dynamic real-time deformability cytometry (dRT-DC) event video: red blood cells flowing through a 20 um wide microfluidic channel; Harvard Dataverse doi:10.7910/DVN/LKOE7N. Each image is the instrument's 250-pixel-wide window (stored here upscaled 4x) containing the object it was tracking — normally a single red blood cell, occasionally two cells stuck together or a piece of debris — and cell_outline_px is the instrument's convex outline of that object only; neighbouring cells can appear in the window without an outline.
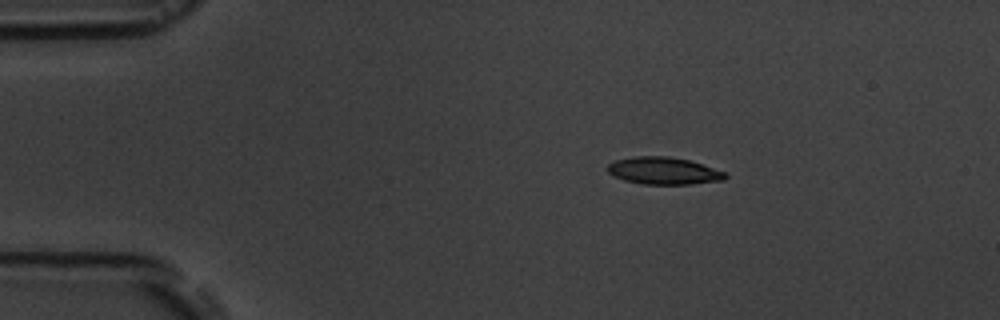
{"species": "common noctule bat (a hibernating species)", "species_latin": "Nyctalus noctula", "temperature_condition": "room temperature", "stored_images_in_passage": 4, "segment_of_instrument_passage": [1, 2], "camera_frame_rate_fps": 3000, "um_per_image_px": 0.085, "animal": {"sex": "male", "body_mass_g": 19.5, "forearm_length_mm": 54.6}, "frame": {"image": 1, "passage_image": 1, "time_ms": 0.0, "image_size_px": [1000, 320], "cell_outline_px": [[728, 176], [724, 180], [692, 184], [644, 184], [624, 180], [612, 176], [608, 172], [608, 164], [616, 160], [636, 156], [668, 156], [688, 160], [724, 172]], "centroid_in_image_um": [56.38, 14.52], "position_along_channel_um": 28.6, "area_um2": 18.5}}